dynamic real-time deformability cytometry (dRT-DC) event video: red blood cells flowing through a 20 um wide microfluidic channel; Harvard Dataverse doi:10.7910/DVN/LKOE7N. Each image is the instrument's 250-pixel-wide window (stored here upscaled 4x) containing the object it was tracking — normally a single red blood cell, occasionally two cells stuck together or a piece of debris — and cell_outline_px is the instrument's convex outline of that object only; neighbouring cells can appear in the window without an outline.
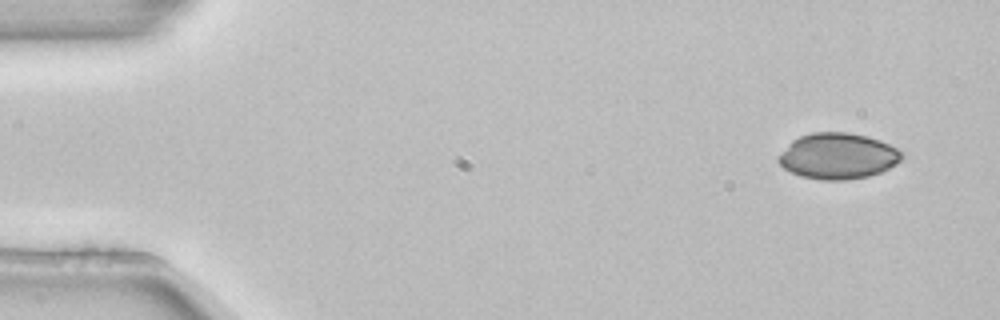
{"species": "common noctule bat (a hibernating species)", "species_latin": "Nyctalus noctula", "temperature_condition": "room temperature", "stored_images_in_passage": 4, "camera_frame_rate_fps": 3000, "um_per_image_px": 0.085, "animal": {"sex": "female", "body_mass_g": 22.7, "forearm_length_mm": 54.2}, "frame": {"image": 1, "passage_image": 1, "time_ms": 0.0, "image_size_px": [1000, 320], "cell_outline_px": [[904, 156], [896, 164], [880, 172], [868, 176], [848, 180], [820, 180], [800, 176], [784, 168], [776, 160], [788, 144], [792, 140], [800, 136], [812, 132], [848, 132], [868, 136], [880, 140], [904, 152]], "centroid_in_image_um": [71.23, 13.26], "position_along_channel_um": 13.8, "area_um2": 33.12}}